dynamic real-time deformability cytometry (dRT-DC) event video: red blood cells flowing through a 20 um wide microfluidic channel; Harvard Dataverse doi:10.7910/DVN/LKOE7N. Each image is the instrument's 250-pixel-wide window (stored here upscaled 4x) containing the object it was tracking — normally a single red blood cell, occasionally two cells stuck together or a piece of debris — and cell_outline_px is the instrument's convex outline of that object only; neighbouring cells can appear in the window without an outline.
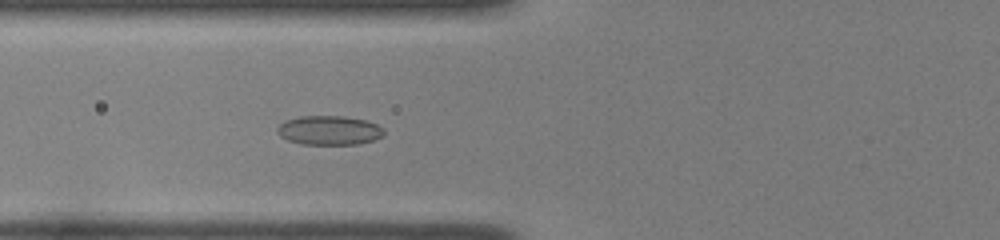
{"species": "common noctule bat (a hibernating species)", "species_latin": "Nyctalus noctula", "temperature_condition": "room temperature", "stored_images_in_passage": 53, "camera_frame_rate_fps": 3000, "um_per_image_px": 0.085, "animal": {"sex": "female", "body_mass_g": 22.0, "forearm_length_mm": 56.7}, "frame": {"image": 1, "passage_image": 22, "time_ms": 7.0, "image_size_px": [1000, 240], "cell_outline_px": [[384, 136], [372, 140], [356, 144], [300, 144], [288, 140], [280, 136], [276, 132], [276, 128], [284, 120], [300, 116], [344, 116], [364, 120], [376, 124], [384, 128]], "centroid_in_image_um": [27.95, 11.07], "position_along_channel_um": 97.8, "area_um2": 18.21}}
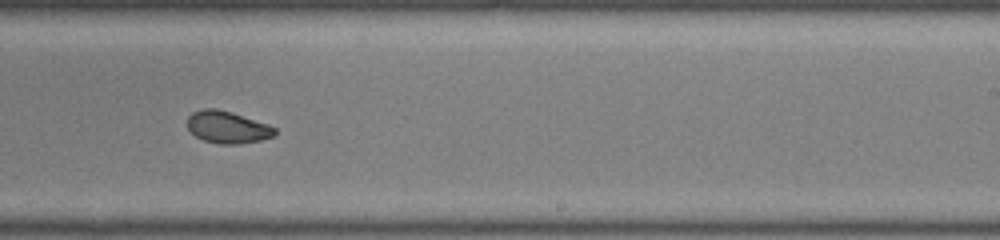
{"frame": {"image": 2, "passage_image": 35, "time_ms": 11.333, "image_size_px": [1000, 240], "cell_outline_px": [[276, 132], [272, 136], [260, 140], [240, 144], [216, 144], [204, 140], [196, 136], [188, 128], [188, 116], [192, 112], [204, 108], [216, 108], [232, 112], [268, 124], [276, 128]], "centroid_in_image_um": [19.32, 10.81], "position_along_channel_um": 269.7, "area_um2": 16.36}}
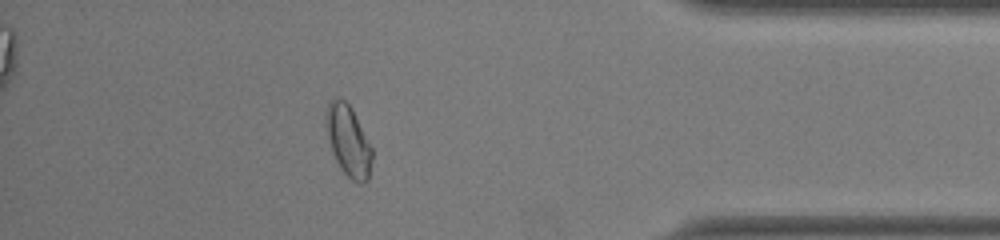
{"frame": {"image": 3, "passage_image": 47, "time_ms": 15.333, "image_size_px": [1000, 240], "cell_outline_px": [[372, 160], [368, 180], [364, 184], [360, 184], [352, 180], [340, 168], [332, 152], [324, 124], [324, 112], [328, 100], [344, 100], [352, 108], [372, 148]], "centroid_in_image_um": [29.58, 11.97], "position_along_channel_um": 405.6, "area_um2": 19.19}}